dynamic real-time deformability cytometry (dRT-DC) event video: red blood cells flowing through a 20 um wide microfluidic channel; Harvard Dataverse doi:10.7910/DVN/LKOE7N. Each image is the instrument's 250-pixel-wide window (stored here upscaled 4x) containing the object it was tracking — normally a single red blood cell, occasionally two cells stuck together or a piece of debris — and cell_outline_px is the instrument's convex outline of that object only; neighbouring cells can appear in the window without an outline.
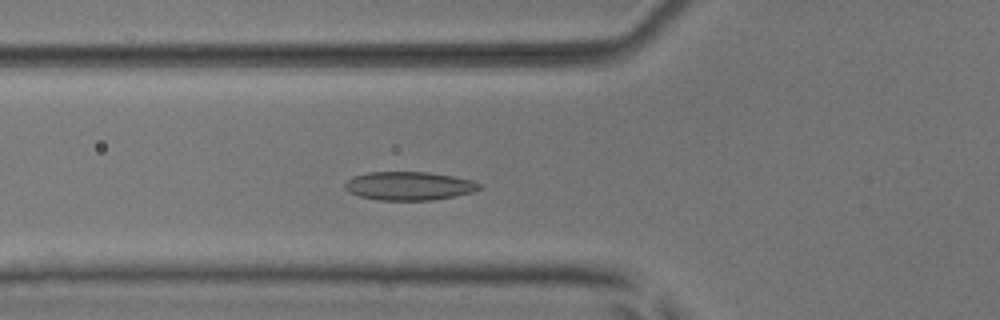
{"species": "common noctule bat (a hibernating species)", "species_latin": "Nyctalus noctula", "temperature_condition": "room temperature", "stored_images_in_passage": 50, "camera_frame_rate_fps": 3000, "um_per_image_px": 0.085, "animal": {"sex": "male", "body_mass_g": 17.9, "forearm_length_mm": 54.2}, "frame": {"image": 1, "passage_image": 17, "time_ms": 5.333, "image_size_px": [1000, 320], "cell_outline_px": [[480, 188], [476, 192], [432, 200], [380, 200], [360, 196], [348, 192], [344, 188], [344, 184], [352, 176], [368, 172], [428, 172], [452, 176], [472, 180], [480, 184]], "centroid_in_image_um": [34.76, 15.8], "position_along_channel_um": 91.0, "area_um2": 22.37}}
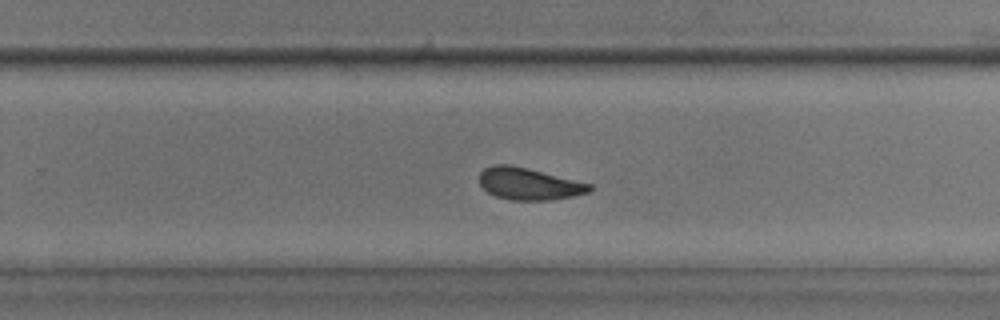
{"frame": {"image": 2, "passage_image": 32, "time_ms": 10.333, "image_size_px": [1000, 320], "cell_outline_px": [[592, 188], [588, 192], [572, 196], [552, 200], [508, 200], [496, 196], [488, 192], [480, 184], [480, 172], [484, 168], [492, 164], [508, 164], [528, 168], [592, 184]], "centroid_in_image_um": [44.94, 15.62], "position_along_channel_um": 284.9, "area_um2": 20.52}}
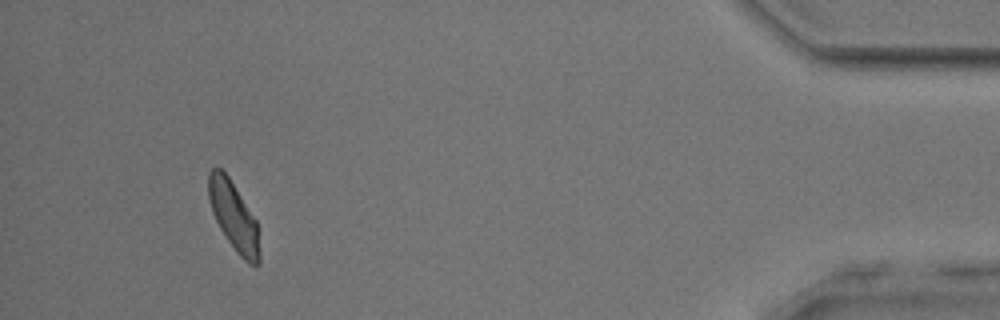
{"frame": {"image": 3, "passage_image": 47, "time_ms": 15.333, "image_size_px": [1000, 320], "cell_outline_px": [[260, 264], [248, 264], [236, 252], [220, 228], [212, 212], [208, 196], [208, 172], [212, 168], [220, 168], [228, 176], [256, 220], [260, 252]], "centroid_in_image_um": [19.86, 18.39], "position_along_channel_um": 415.3, "area_um2": 20.17}, "authors_computed_cell_mechanics": {"area_um2": 21.2704, "velocity_mm_per_s": 3.8897, "shape_relaxation_time_tau1_ms": 4.3446, "shape_relaxation_time_tau2_ms": 3.2117, "deformation_change_tau1": 0.1132, "deformation_change_tau2": 0.0951}}